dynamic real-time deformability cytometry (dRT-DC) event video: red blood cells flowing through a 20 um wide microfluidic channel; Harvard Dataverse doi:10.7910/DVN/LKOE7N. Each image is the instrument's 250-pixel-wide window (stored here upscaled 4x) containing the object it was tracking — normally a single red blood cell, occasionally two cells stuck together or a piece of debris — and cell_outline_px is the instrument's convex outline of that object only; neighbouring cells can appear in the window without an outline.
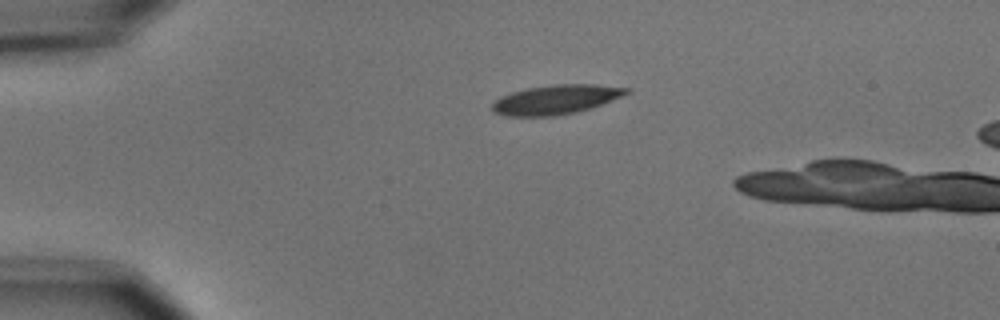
{"species": "common noctule bat (a hibernating species)", "species_latin": "Nyctalus noctula", "temperature_condition": "cold", "stored_images_in_passage": 2, "camera_frame_rate_fps": 3000, "um_per_image_px": 0.085, "animal": {"sex": "male", "body_mass_g": 15.6}, "frame": {"image": 1, "passage_image": 2, "time_ms": 1.333, "image_size_px": [1000, 320], "cell_outline_px": [[632, 92], [600, 104], [576, 112], [552, 116], [508, 116], [492, 112], [492, 104], [500, 96], [512, 92], [528, 88], [552, 84], [596, 84], [632, 88]], "centroid_in_image_um": [47.25, 8.45], "position_along_channel_um": 37.7, "area_um2": 22.89}}